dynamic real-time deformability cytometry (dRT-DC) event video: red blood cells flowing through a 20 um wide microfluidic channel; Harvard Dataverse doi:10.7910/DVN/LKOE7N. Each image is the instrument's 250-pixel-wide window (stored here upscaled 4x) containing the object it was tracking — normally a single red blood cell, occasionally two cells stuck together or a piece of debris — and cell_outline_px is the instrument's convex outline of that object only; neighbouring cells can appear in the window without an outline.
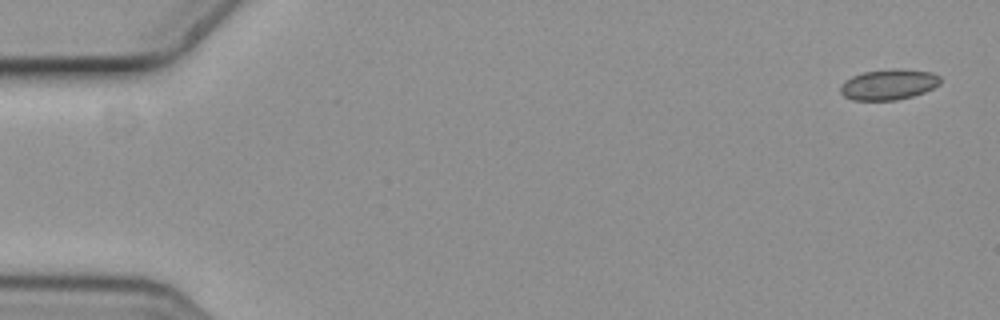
{"species": "common noctule bat (a hibernating species)", "species_latin": "Nyctalus noctula", "temperature_condition": "cold", "stored_images_in_passage": 5, "camera_frame_rate_fps": 3000, "um_per_image_px": 0.085, "animal": {"sex": "female", "body_mass_g": 19.3, "forearm_length_mm": 54.1}, "frame": {"image": 1, "passage_image": 1, "time_ms": 0.0, "image_size_px": [1000, 320], "cell_outline_px": [[940, 84], [924, 92], [912, 96], [896, 100], [852, 100], [844, 96], [840, 92], [840, 84], [844, 80], [852, 76], [864, 72], [892, 68], [900, 68], [932, 72], [940, 76]], "centroid_in_image_um": [75.52, 7.17], "position_along_channel_um": 9.5, "area_um2": 17.98}}
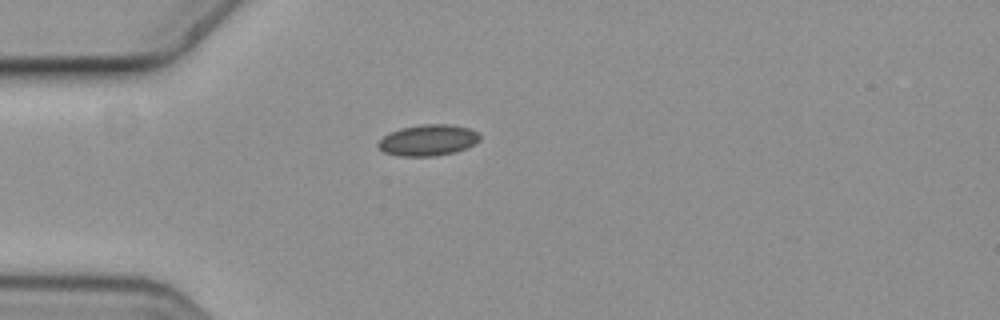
{"frame": {"image": 2, "passage_image": 5, "time_ms": 1.333, "image_size_px": [1000, 320], "cell_outline_px": [[480, 140], [476, 144], [468, 148], [456, 152], [436, 156], [400, 156], [384, 152], [376, 144], [384, 136], [400, 128], [420, 124], [452, 124], [468, 128], [476, 132], [480, 136]], "centroid_in_image_um": [36.42, 11.92], "position_along_channel_um": 48.6, "area_um2": 18.55}}